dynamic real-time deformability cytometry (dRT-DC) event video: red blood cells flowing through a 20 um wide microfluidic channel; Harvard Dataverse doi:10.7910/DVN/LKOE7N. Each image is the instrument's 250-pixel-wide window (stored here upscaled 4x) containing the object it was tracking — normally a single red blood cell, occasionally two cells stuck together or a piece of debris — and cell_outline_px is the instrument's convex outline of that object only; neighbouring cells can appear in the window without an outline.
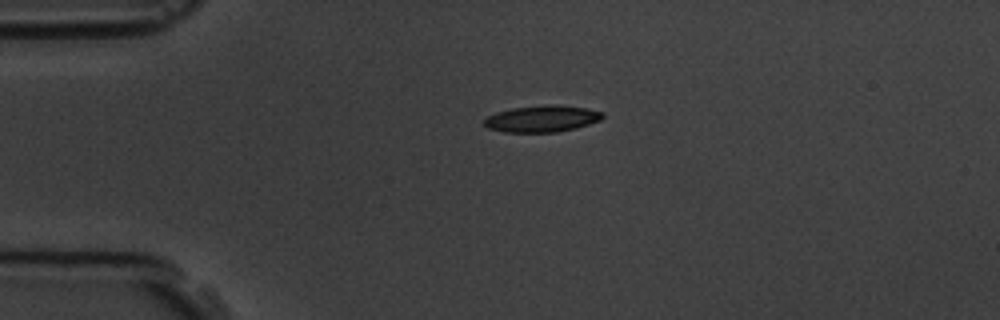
{"species": "common noctule bat (a hibernating species)", "species_latin": "Nyctalus noctula", "temperature_condition": "room temperature", "stored_images_in_passage": 2, "camera_frame_rate_fps": 3000, "um_per_image_px": 0.085, "animal": {"sex": "male", "body_mass_g": 19.5, "forearm_length_mm": 54.6}, "frame": {"image": 1, "passage_image": 1, "time_ms": 0.0, "image_size_px": [1000, 320], "cell_outline_px": [[604, 116], [600, 120], [576, 128], [556, 132], [504, 132], [488, 128], [484, 124], [484, 120], [488, 116], [496, 112], [512, 108], [552, 104], [584, 108], [604, 112]], "centroid_in_image_um": [46.06, 10.09], "position_along_channel_um": 38.9, "area_um2": 18.21}}